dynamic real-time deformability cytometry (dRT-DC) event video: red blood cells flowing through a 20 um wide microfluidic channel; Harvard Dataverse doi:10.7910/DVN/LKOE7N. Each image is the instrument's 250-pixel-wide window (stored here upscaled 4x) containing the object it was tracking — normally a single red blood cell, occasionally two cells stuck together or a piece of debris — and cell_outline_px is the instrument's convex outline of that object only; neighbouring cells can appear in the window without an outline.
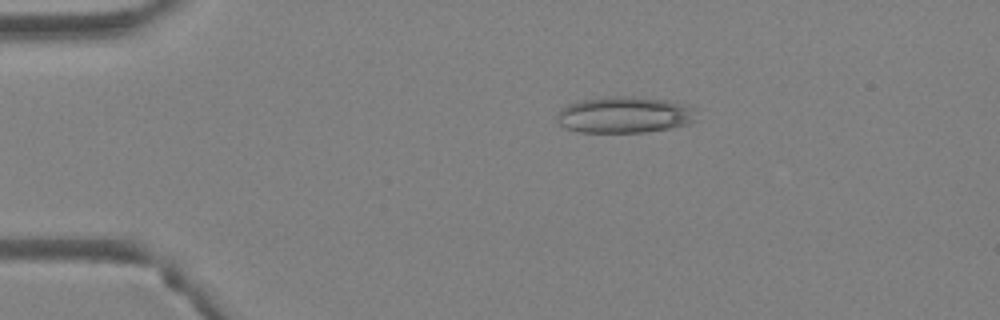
{"species": "Egyptian fruit bat (a non-hibernating species)", "species_latin": "Rousettus aegyptiacus", "temperature_condition": "warm", "stored_images_in_passage": 4, "camera_frame_rate_fps": 3000, "um_per_image_px": 0.085, "animal": {"sex": "female"}, "frame": {"image": 1, "passage_image": 3, "time_ms": 0.667, "image_size_px": [1000, 320], "cell_outline_px": [[696, 108], [692, 120], [688, 124], [668, 128], [644, 132], [576, 132], [564, 128], [556, 120], [556, 112], [560, 108], [568, 104], [584, 100], [616, 96], [628, 96], [668, 100], [684, 104]], "centroid_in_image_um": [53.02, 9.76], "position_along_channel_um": 32.0, "area_um2": 29.48}}